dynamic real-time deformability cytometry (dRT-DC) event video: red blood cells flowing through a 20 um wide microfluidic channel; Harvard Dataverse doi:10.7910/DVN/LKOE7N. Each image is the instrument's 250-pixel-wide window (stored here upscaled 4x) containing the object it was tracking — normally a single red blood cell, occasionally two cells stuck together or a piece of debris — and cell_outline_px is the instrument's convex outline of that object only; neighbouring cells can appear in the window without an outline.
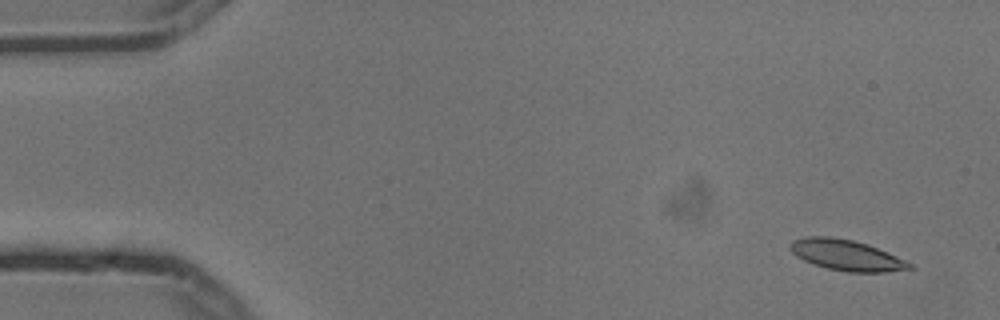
{"species": "common noctule bat (a hibernating species)", "species_latin": "Nyctalus noctula", "temperature_condition": "cold", "stored_images_in_passage": 5, "camera_frame_rate_fps": 3000, "um_per_image_px": 0.085, "animal": {"sex": "male", "body_mass_g": 13.3}, "frame": {"image": 1, "passage_image": 1, "time_ms": 0.0, "image_size_px": [1000, 320], "cell_outline_px": [[916, 268], [884, 272], [848, 272], [828, 268], [812, 264], [796, 256], [788, 248], [788, 244], [792, 240], [808, 236], [832, 236], [852, 240], [868, 244], [904, 260], [912, 264]], "centroid_in_image_um": [71.89, 21.68], "position_along_channel_um": 13.1, "area_um2": 21.39}}